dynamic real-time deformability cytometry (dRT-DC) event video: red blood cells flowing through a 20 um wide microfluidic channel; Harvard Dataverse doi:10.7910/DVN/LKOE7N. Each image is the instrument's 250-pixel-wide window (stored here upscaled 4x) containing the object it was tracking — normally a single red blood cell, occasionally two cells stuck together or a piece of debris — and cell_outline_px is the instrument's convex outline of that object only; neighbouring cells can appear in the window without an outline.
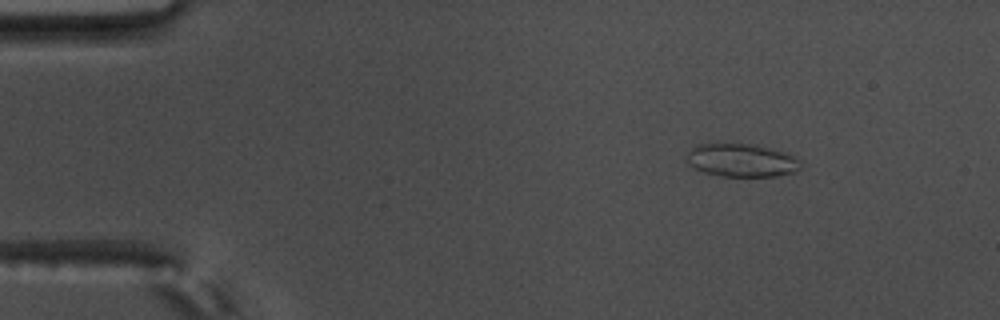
{"species": "common noctule bat (a hibernating species)", "species_latin": "Nyctalus noctula", "temperature_condition": "warm", "stored_images_in_passage": 50, "camera_frame_rate_fps": 3000, "um_per_image_px": 0.085, "animal": {"sex": "male", "body_mass_g": 17.5, "forearm_length_mm": 52.3}, "frame": {"image": 1, "passage_image": 1, "time_ms": 0.0, "image_size_px": [1000, 320], "cell_outline_px": [[804, 168], [792, 172], [776, 176], [720, 176], [704, 172], [692, 168], [684, 160], [688, 152], [696, 144], [724, 140], [756, 144], [784, 152], [800, 160], [804, 164]], "centroid_in_image_um": [62.97, 13.57], "position_along_channel_um": 22.0, "area_um2": 23.12}}
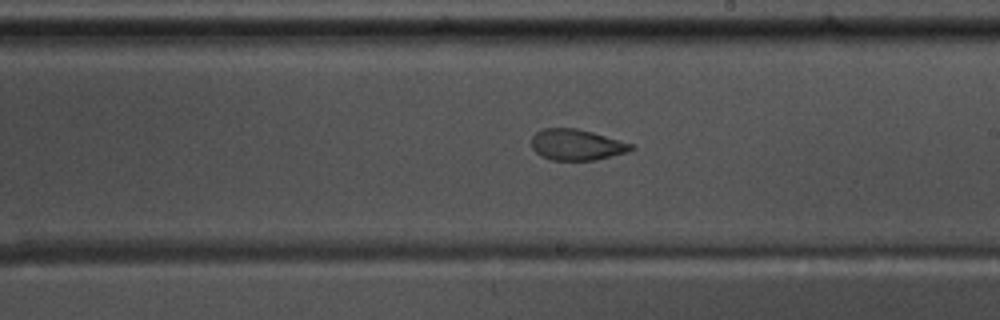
{"frame": {"image": 2, "passage_image": 26, "time_ms": 8.333, "image_size_px": [1000, 320], "cell_outline_px": [[636, 148], [628, 152], [596, 160], [552, 160], [540, 156], [532, 148], [532, 136], [536, 132], [544, 128], [576, 128], [592, 132], [632, 144]], "centroid_in_image_um": [49.0, 12.31], "position_along_channel_um": 240.0, "area_um2": 17.98}}
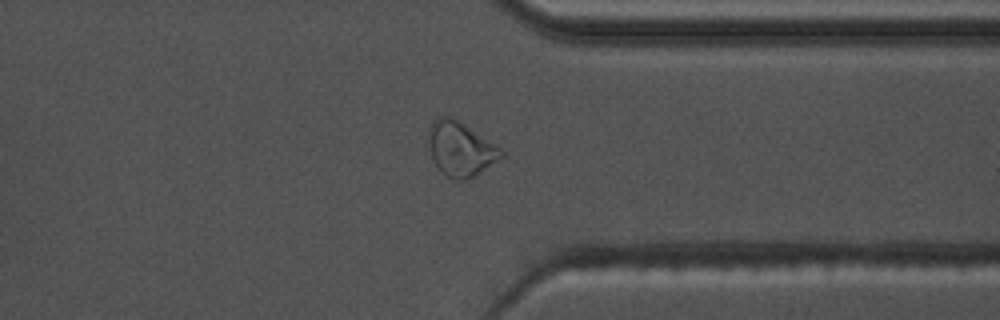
{"frame": {"image": 3, "passage_image": 37, "time_ms": 12.0, "image_size_px": [1000, 320], "cell_outline_px": [[504, 156], [468, 180], [452, 180], [440, 172], [436, 168], [428, 148], [428, 132], [432, 124], [440, 116], [452, 116], [500, 148], [504, 152]], "centroid_in_image_um": [39.1, 12.69], "position_along_channel_um": 372.3, "area_um2": 23.0}, "authors_computed_cell_mechanics": {"area_um2": 20.23, "velocity_mm_per_s": 3.6519, "shape_relaxation_time_tau1_ms": null, "shape_relaxation_time_tau2_ms": 1.1463, "deformation_change_tau1": null, "deformation_change_tau2": 0.0614}}